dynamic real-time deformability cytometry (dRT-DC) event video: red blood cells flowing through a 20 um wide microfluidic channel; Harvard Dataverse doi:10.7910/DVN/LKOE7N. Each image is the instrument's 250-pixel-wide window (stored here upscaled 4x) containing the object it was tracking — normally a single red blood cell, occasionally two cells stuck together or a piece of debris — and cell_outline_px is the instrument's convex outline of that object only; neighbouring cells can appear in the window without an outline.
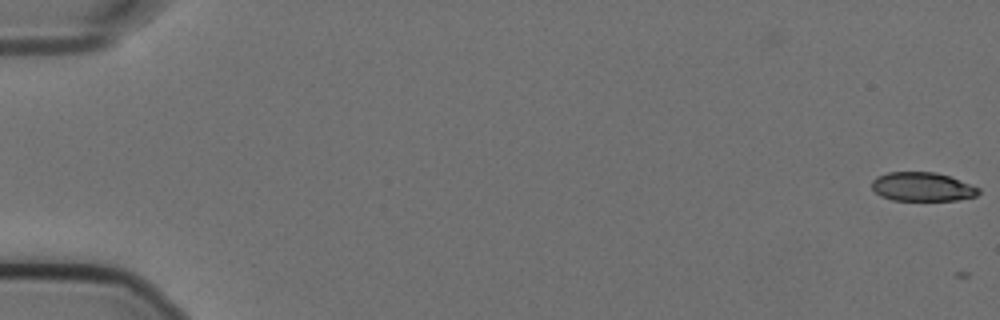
{"species": "Egyptian fruit bat (a non-hibernating species)", "species_latin": "Rousettus aegyptiacus", "temperature_condition": "cold", "stored_images_in_passage": 4, "camera_frame_rate_fps": 3000, "um_per_image_px": 0.085, "animal": {"sex": "female"}, "frame": {"image": 1, "passage_image": 4, "time_ms": 1.0, "image_size_px": [1000, 320], "cell_outline_px": [[980, 192], [976, 196], [956, 200], [892, 200], [880, 196], [872, 188], [872, 180], [876, 176], [888, 172], [936, 172], [948, 176], [980, 188]], "centroid_in_image_um": [78.37, 15.87], "position_along_channel_um": 6.6, "area_um2": 17.92}}